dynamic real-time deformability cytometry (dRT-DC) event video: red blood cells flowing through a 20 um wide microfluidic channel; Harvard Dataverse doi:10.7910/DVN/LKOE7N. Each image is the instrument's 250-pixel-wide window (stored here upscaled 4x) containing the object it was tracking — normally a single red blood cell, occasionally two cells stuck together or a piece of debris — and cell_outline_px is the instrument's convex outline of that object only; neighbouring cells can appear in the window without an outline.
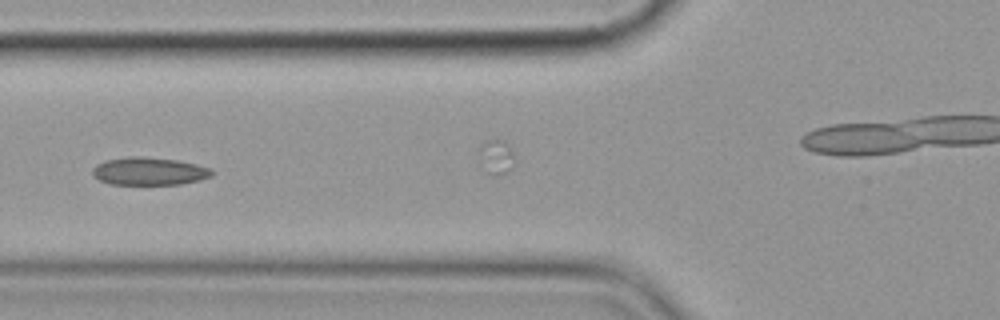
{"species": "common noctule bat (a hibernating species)", "species_latin": "Nyctalus noctula", "temperature_condition": "cold", "stored_images_in_passage": 11, "camera_frame_rate_fps": 3000, "um_per_image_px": 0.085, "animal": {"sex": "female", "body_mass_g": 19.9}, "frame": {"image": 1, "passage_image": 6, "time_ms": 5.667, "image_size_px": [1000, 320], "cell_outline_px": [[212, 176], [200, 180], [180, 184], [108, 184], [92, 176], [92, 168], [96, 164], [104, 160], [128, 156], [140, 156], [176, 160], [196, 164], [212, 168]], "centroid_in_image_um": [12.64, 14.55], "position_along_channel_um": 113.2, "area_um2": 19.48}}
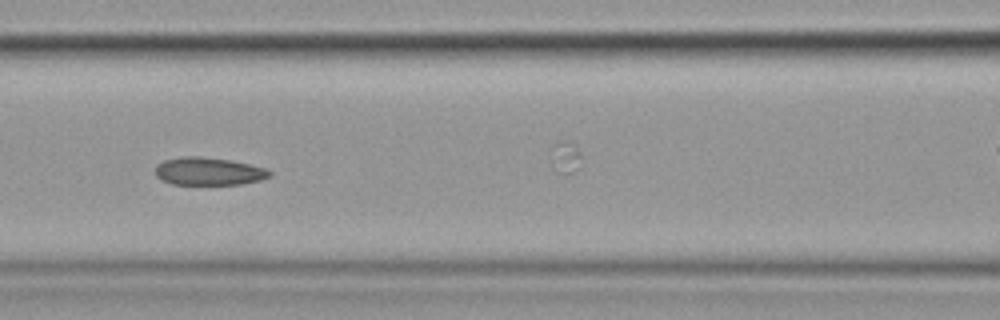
{"frame": {"image": 2, "passage_image": 7, "time_ms": 6.667, "image_size_px": [1000, 320], "cell_outline_px": [[272, 176], [260, 180], [240, 184], [172, 184], [160, 180], [156, 176], [156, 164], [164, 160], [184, 156], [200, 156], [228, 160], [268, 168], [272, 172]], "centroid_in_image_um": [17.73, 14.56], "position_along_channel_um": 148.9, "area_um2": 18.55}}
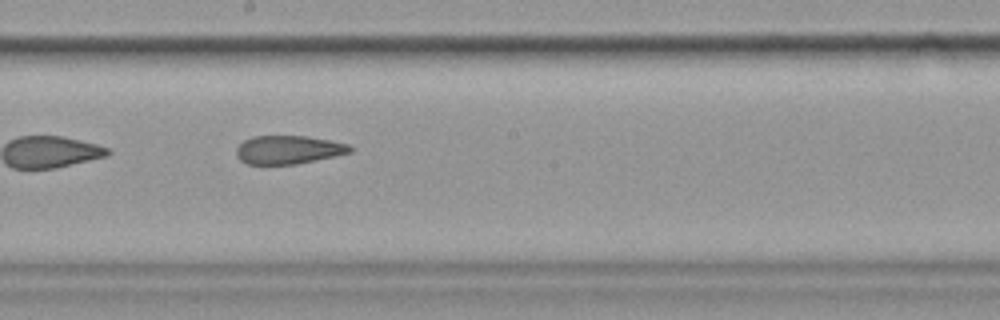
{"frame": {"image": 3, "passage_image": 10, "time_ms": 11.333, "image_size_px": [1000, 320], "cell_outline_px": [[352, 152], [336, 156], [296, 164], [244, 164], [236, 156], [236, 148], [244, 140], [252, 136], [304, 136], [332, 140], [348, 144], [352, 148]], "centroid_in_image_um": [24.5, 12.73], "position_along_channel_um": 223.7, "area_um2": 18.96}}